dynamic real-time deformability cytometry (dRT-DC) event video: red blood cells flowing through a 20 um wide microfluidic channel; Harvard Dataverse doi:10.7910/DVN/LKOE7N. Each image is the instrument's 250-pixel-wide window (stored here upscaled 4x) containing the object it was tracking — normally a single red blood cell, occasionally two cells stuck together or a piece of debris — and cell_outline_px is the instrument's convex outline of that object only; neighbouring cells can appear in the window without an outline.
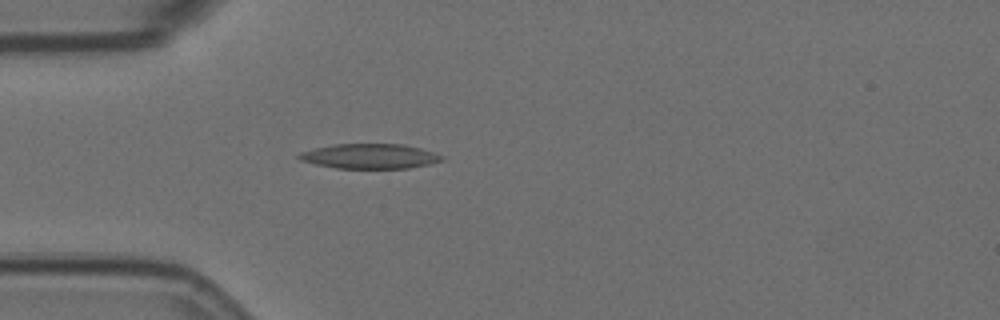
{"species": "Egyptian fruit bat (a non-hibernating species)", "species_latin": "Rousettus aegyptiacus", "temperature_condition": "room temperature", "stored_images_in_passage": 5, "camera_frame_rate_fps": 3000, "um_per_image_px": 0.085, "animal": {"sex": "female"}, "frame": {"image": 1, "passage_image": 5, "time_ms": 1.333, "image_size_px": [1000, 320], "cell_outline_px": [[444, 160], [432, 164], [408, 168], [336, 168], [316, 164], [300, 160], [296, 156], [300, 152], [332, 144], [404, 144], [420, 148], [444, 156]], "centroid_in_image_um": [31.45, 13.28], "position_along_channel_um": 53.5, "area_um2": 20.69}}